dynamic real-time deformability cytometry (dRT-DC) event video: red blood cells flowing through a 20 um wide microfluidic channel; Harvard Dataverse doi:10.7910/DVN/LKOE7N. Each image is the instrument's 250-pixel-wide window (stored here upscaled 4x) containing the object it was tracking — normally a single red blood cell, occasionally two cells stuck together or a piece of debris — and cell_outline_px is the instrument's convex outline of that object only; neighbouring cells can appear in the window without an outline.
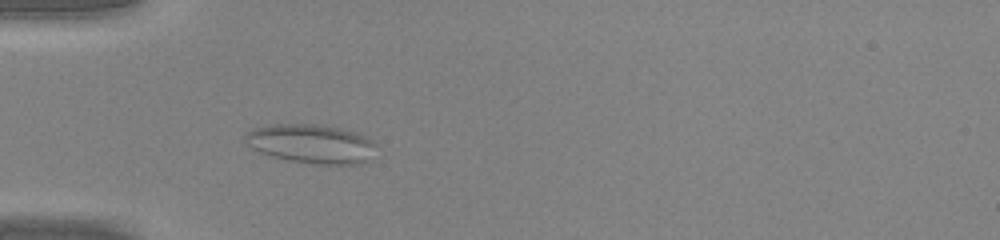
{"species": "common noctule bat (a hibernating species)", "species_latin": "Nyctalus noctula", "temperature_condition": "warm", "stored_images_in_passage": 44, "camera_frame_rate_fps": 3000, "um_per_image_px": 0.085, "animal": {"sex": "male", "body_mass_g": 20.0, "forearm_length_mm": 53.3}, "frame": {"image": 1, "passage_image": 11, "time_ms": 3.333, "image_size_px": [1000, 240], "cell_outline_px": [[376, 144], [368, 160], [360, 164], [316, 164], [288, 160], [272, 156], [260, 152], [252, 148], [244, 140], [244, 136], [252, 128], [272, 124], [312, 124], [340, 128], [356, 132], [364, 136]], "centroid_in_image_um": [26.43, 12.22], "position_along_channel_um": 58.6, "area_um2": 29.59}}
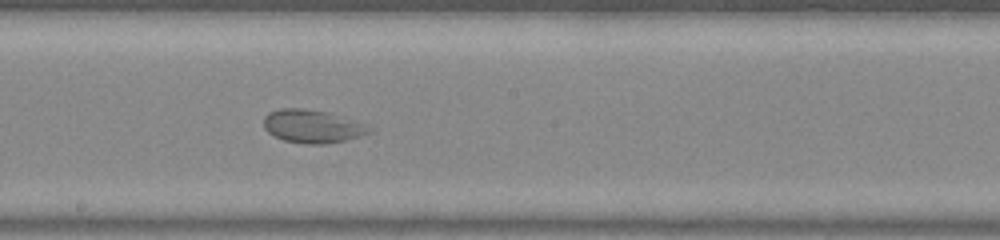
{"frame": {"image": 2, "passage_image": 23, "time_ms": 7.333, "image_size_px": [1000, 240], "cell_outline_px": [[376, 128], [372, 132], [360, 136], [344, 140], [324, 144], [304, 144], [284, 140], [272, 136], [264, 128], [264, 116], [268, 112], [280, 108], [304, 108], [328, 112], [368, 124]], "centroid_in_image_um": [26.58, 10.73], "position_along_channel_um": 221.6, "area_um2": 20.75}}
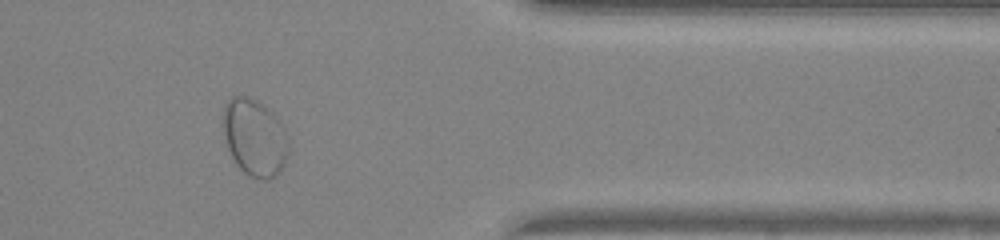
{"frame": {"image": 3, "passage_image": 36, "time_ms": 11.667, "image_size_px": [1000, 240], "cell_outline_px": [[288, 152], [284, 164], [280, 172], [276, 176], [268, 180], [260, 180], [248, 176], [236, 164], [228, 148], [224, 136], [224, 104], [232, 96], [244, 96], [256, 100], [268, 108], [280, 120], [284, 128], [288, 140]], "centroid_in_image_um": [21.66, 11.71], "position_along_channel_um": 389.7, "area_um2": 29.48}}